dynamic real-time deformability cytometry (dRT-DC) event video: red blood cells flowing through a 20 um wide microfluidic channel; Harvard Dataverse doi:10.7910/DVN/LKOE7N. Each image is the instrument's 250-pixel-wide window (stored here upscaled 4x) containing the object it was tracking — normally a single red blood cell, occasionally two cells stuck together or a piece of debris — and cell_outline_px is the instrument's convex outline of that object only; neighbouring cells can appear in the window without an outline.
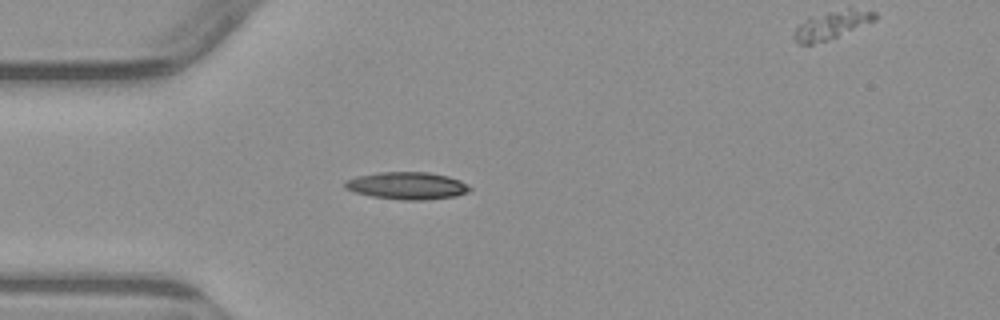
{"species": "common noctule bat (a hibernating species)", "species_latin": "Nyctalus noctula", "temperature_condition": "warm", "stored_images_in_passage": 2, "segment_of_instrument_passage": [1, 2], "camera_frame_rate_fps": 3000, "um_per_image_px": 0.085, "animal": {"sex": "male", "body_mass_g": 23.1, "forearm_length_mm": 52.7}, "frame": {"image": 1, "passage_image": 1, "time_ms": 0.0, "image_size_px": [1000, 320], "cell_outline_px": [[472, 188], [468, 192], [456, 196], [428, 200], [400, 200], [372, 196], [356, 192], [344, 188], [344, 180], [356, 176], [380, 172], [428, 172], [448, 176], [460, 180], [468, 184]], "centroid_in_image_um": [34.62, 15.78], "position_along_channel_um": 50.4, "area_um2": 20.06}}